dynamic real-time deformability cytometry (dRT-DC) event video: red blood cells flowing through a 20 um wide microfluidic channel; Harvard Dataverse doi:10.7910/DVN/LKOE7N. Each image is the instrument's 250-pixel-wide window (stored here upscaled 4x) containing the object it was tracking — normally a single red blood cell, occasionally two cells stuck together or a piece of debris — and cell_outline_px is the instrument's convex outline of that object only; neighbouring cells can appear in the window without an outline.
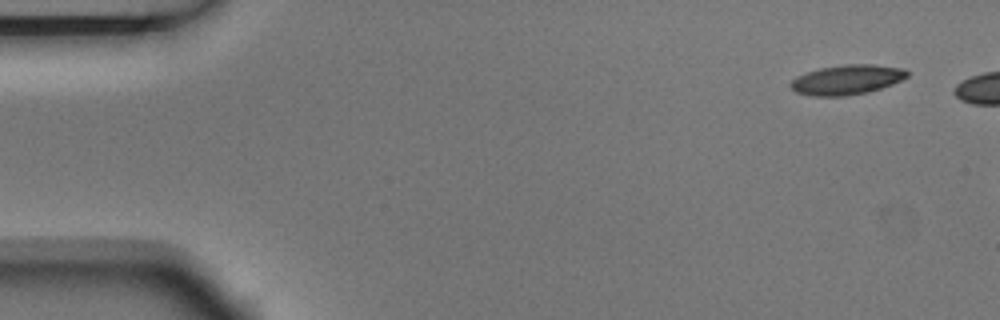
{"species": "Egyptian fruit bat (a non-hibernating species)", "species_latin": "Rousettus aegyptiacus", "temperature_condition": "room temperature", "stored_images_in_passage": 3, "camera_frame_rate_fps": 3000, "um_per_image_px": 0.085, "animal": {"sex": "male"}, "frame": {"image": 1, "passage_image": 1, "time_ms": 0.0, "image_size_px": [1000, 320], "cell_outline_px": [[908, 76], [892, 84], [868, 92], [844, 96], [812, 96], [796, 92], [788, 84], [796, 76], [820, 68], [840, 64], [876, 64], [904, 68], [908, 72]], "centroid_in_image_um": [71.98, 6.76], "position_along_channel_um": 13.0, "area_um2": 20.29}}